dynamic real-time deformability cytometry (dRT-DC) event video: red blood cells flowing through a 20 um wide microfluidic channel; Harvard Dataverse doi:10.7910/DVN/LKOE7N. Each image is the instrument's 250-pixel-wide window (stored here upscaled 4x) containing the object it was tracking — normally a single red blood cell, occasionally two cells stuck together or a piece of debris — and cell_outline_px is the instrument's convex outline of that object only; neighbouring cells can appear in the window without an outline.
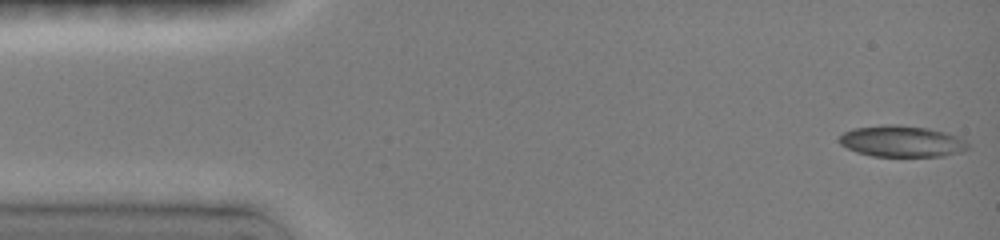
{"species": "common noctule bat (a hibernating species)", "species_latin": "Nyctalus noctula", "temperature_condition": "room temperature", "stored_images_in_passage": 47, "camera_frame_rate_fps": 3000, "um_per_image_px": 0.085, "animal": {"sex": "female", "body_mass_g": 19.0, "forearm_length_mm": 51.5}, "frame": {"image": 1, "passage_image": 1, "time_ms": 0.0, "image_size_px": [1000, 240], "cell_outline_px": [[968, 148], [964, 152], [944, 156], [872, 156], [856, 152], [840, 144], [836, 140], [844, 132], [852, 128], [884, 124], [896, 124], [928, 128], [944, 132], [956, 136], [964, 140], [968, 144]], "centroid_in_image_um": [76.62, 12.01], "position_along_channel_um": 8.4, "area_um2": 23.64}}
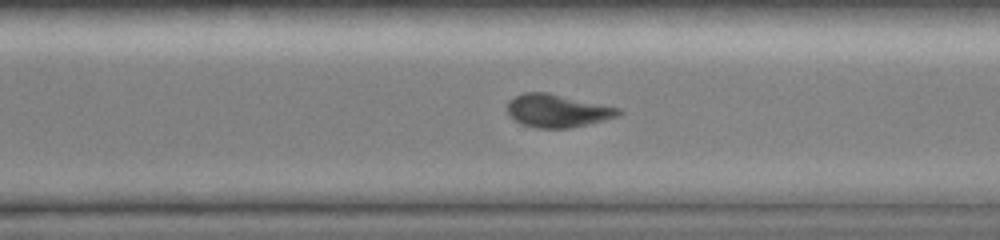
{"frame": {"image": 2, "passage_image": 33, "time_ms": 10.667, "image_size_px": [1000, 240], "cell_outline_px": [[624, 112], [620, 116], [588, 124], [568, 128], [536, 128], [520, 124], [508, 112], [508, 100], [524, 92], [544, 92], [620, 108]], "centroid_in_image_um": [47.4, 9.42], "position_along_channel_um": 323.2, "area_um2": 21.15}}
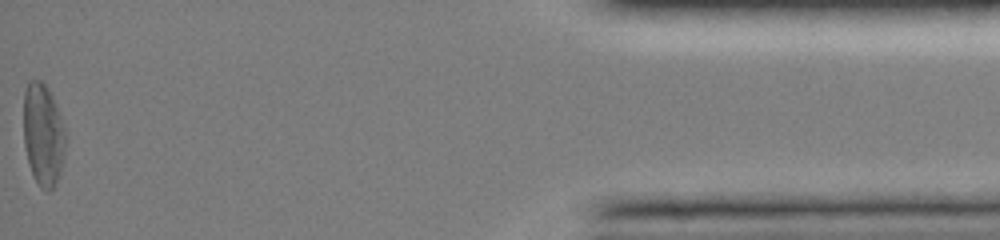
{"frame": {"image": 3, "passage_image": 47, "time_ms": 15.333, "image_size_px": [1000, 240], "cell_outline_px": [[64, 152], [60, 168], [56, 180], [52, 188], [48, 192], [40, 188], [28, 164], [24, 144], [24, 92], [28, 80], [40, 80], [48, 88], [52, 96], [64, 128]], "centroid_in_image_um": [3.63, 11.42], "position_along_channel_um": 431.6, "area_um2": 24.51}, "authors_computed_cell_mechanics": {"area_um2": 22.0218, "velocity_mm_per_s": 4.0279, "shape_relaxation_time_tau1_ms": 4.9052, "shape_relaxation_time_tau2_ms": 11.2995, "deformation_change_tau1": 0.1605, "deformation_change_tau2": 0.1891}}